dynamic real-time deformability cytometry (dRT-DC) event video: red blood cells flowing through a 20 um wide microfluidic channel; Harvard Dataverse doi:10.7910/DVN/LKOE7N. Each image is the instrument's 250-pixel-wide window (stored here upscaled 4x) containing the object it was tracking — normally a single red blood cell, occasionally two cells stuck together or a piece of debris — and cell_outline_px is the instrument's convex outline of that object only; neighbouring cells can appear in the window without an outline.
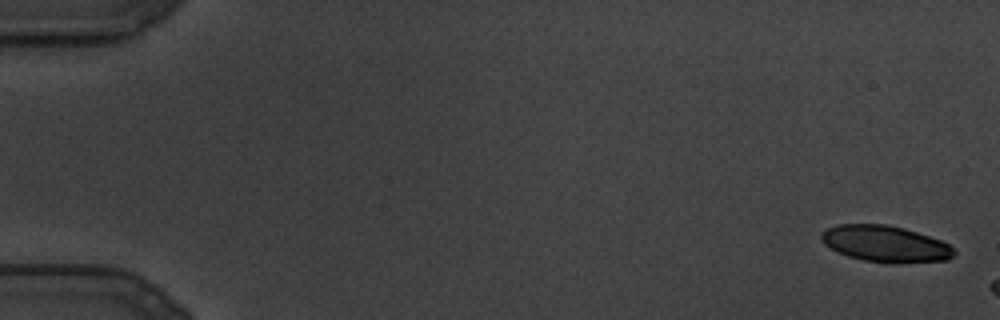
{"species": "common noctule bat (a hibernating species)", "species_latin": "Nyctalus noctula", "temperature_condition": "cold", "stored_images_in_passage": 13, "camera_frame_rate_fps": 3000, "um_per_image_px": 0.085, "animal": {"sex": "male", "body_mass_g": 19.5, "forearm_length_mm": 54.6}, "frame": {"image": 1, "passage_image": 1, "time_ms": 0.0, "image_size_px": [1000, 320], "cell_outline_px": [[956, 256], [948, 260], [888, 264], [864, 260], [848, 256], [824, 244], [820, 236], [828, 228], [836, 224], [888, 224], [904, 228], [940, 240], [948, 244], [956, 252]], "centroid_in_image_um": [75.29, 20.73], "position_along_channel_um": 9.7, "area_um2": 28.09}}